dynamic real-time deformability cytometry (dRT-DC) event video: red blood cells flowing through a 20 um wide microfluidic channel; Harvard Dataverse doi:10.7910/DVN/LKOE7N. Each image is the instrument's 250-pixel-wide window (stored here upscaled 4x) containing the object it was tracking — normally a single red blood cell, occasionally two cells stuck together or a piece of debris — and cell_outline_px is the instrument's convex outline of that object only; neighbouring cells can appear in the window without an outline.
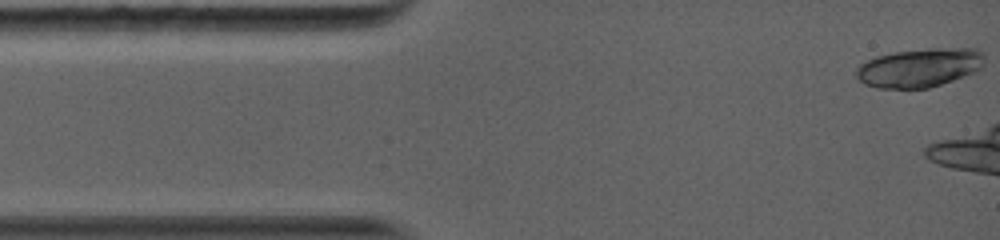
{"species": "common noctule bat (a hibernating species)", "species_latin": "Nyctalus noctula", "temperature_condition": "warm", "stored_images_in_passage": 6, "camera_frame_rate_fps": 5000, "um_per_image_px": 0.085, "animal": {"sex": "female", "body_mass_g": 19.0, "forearm_length_mm": 56.7}, "frame": {"image": 1, "passage_image": 1, "time_ms": 0.0, "image_size_px": [1000, 240], "cell_outline_px": [[984, 64], [980, 68], [972, 72], [952, 80], [928, 88], [876, 88], [864, 84], [856, 76], [856, 68], [864, 60], [876, 56], [896, 52], [928, 48], [976, 48], [984, 56]], "centroid_in_image_um": [78.11, 5.74], "position_along_channel_um": 6.9, "area_um2": 28.9}}
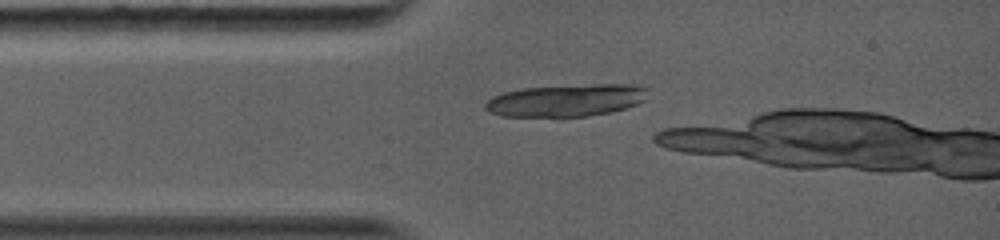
{"frame": {"image": 2, "passage_image": 6, "time_ms": 2.4, "image_size_px": [1000, 240], "cell_outline_px": [[648, 88], [644, 100], [628, 108], [612, 112], [588, 116], [500, 116], [488, 112], [484, 108], [484, 104], [492, 96], [504, 92], [520, 88], [596, 84], [636, 84]], "centroid_in_image_um": [48.12, 8.52], "position_along_channel_um": 36.9, "area_um2": 30.75}}